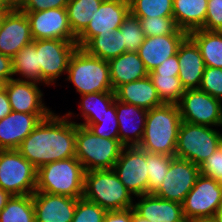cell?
<instances>
[{
    "mask_svg": "<svg viewBox=\"0 0 222 222\" xmlns=\"http://www.w3.org/2000/svg\"><path fill=\"white\" fill-rule=\"evenodd\" d=\"M71 115L70 111L62 117L52 112L17 149L37 170L45 164L75 157L76 122L71 121Z\"/></svg>",
    "mask_w": 222,
    "mask_h": 222,
    "instance_id": "obj_1",
    "label": "cell"
},
{
    "mask_svg": "<svg viewBox=\"0 0 222 222\" xmlns=\"http://www.w3.org/2000/svg\"><path fill=\"white\" fill-rule=\"evenodd\" d=\"M181 115L177 104H163L147 111L144 134L138 147L175 157Z\"/></svg>",
    "mask_w": 222,
    "mask_h": 222,
    "instance_id": "obj_2",
    "label": "cell"
},
{
    "mask_svg": "<svg viewBox=\"0 0 222 222\" xmlns=\"http://www.w3.org/2000/svg\"><path fill=\"white\" fill-rule=\"evenodd\" d=\"M85 172L76 157L45 164L37 170L36 191L82 198Z\"/></svg>",
    "mask_w": 222,
    "mask_h": 222,
    "instance_id": "obj_3",
    "label": "cell"
},
{
    "mask_svg": "<svg viewBox=\"0 0 222 222\" xmlns=\"http://www.w3.org/2000/svg\"><path fill=\"white\" fill-rule=\"evenodd\" d=\"M83 198L97 203L106 211L133 208L132 194L113 169L85 172Z\"/></svg>",
    "mask_w": 222,
    "mask_h": 222,
    "instance_id": "obj_4",
    "label": "cell"
},
{
    "mask_svg": "<svg viewBox=\"0 0 222 222\" xmlns=\"http://www.w3.org/2000/svg\"><path fill=\"white\" fill-rule=\"evenodd\" d=\"M66 80L70 81L80 95L95 92H114L109 62L92 56L77 47L72 54Z\"/></svg>",
    "mask_w": 222,
    "mask_h": 222,
    "instance_id": "obj_5",
    "label": "cell"
},
{
    "mask_svg": "<svg viewBox=\"0 0 222 222\" xmlns=\"http://www.w3.org/2000/svg\"><path fill=\"white\" fill-rule=\"evenodd\" d=\"M124 145L119 139H106L76 123V154L86 172L113 169Z\"/></svg>",
    "mask_w": 222,
    "mask_h": 222,
    "instance_id": "obj_6",
    "label": "cell"
},
{
    "mask_svg": "<svg viewBox=\"0 0 222 222\" xmlns=\"http://www.w3.org/2000/svg\"><path fill=\"white\" fill-rule=\"evenodd\" d=\"M222 145V133L211 126L182 121L178 131L175 157L200 166Z\"/></svg>",
    "mask_w": 222,
    "mask_h": 222,
    "instance_id": "obj_7",
    "label": "cell"
},
{
    "mask_svg": "<svg viewBox=\"0 0 222 222\" xmlns=\"http://www.w3.org/2000/svg\"><path fill=\"white\" fill-rule=\"evenodd\" d=\"M37 169L17 149L0 150V187L13 195H32Z\"/></svg>",
    "mask_w": 222,
    "mask_h": 222,
    "instance_id": "obj_8",
    "label": "cell"
},
{
    "mask_svg": "<svg viewBox=\"0 0 222 222\" xmlns=\"http://www.w3.org/2000/svg\"><path fill=\"white\" fill-rule=\"evenodd\" d=\"M222 205V185L211 177L200 174L185 197L183 213L188 222L213 218Z\"/></svg>",
    "mask_w": 222,
    "mask_h": 222,
    "instance_id": "obj_9",
    "label": "cell"
},
{
    "mask_svg": "<svg viewBox=\"0 0 222 222\" xmlns=\"http://www.w3.org/2000/svg\"><path fill=\"white\" fill-rule=\"evenodd\" d=\"M32 43L38 53L42 79L48 85H54L64 72L67 73L70 58L78 47L76 40L43 39Z\"/></svg>",
    "mask_w": 222,
    "mask_h": 222,
    "instance_id": "obj_10",
    "label": "cell"
},
{
    "mask_svg": "<svg viewBox=\"0 0 222 222\" xmlns=\"http://www.w3.org/2000/svg\"><path fill=\"white\" fill-rule=\"evenodd\" d=\"M182 121L222 126V101L200 89H187L177 103Z\"/></svg>",
    "mask_w": 222,
    "mask_h": 222,
    "instance_id": "obj_11",
    "label": "cell"
},
{
    "mask_svg": "<svg viewBox=\"0 0 222 222\" xmlns=\"http://www.w3.org/2000/svg\"><path fill=\"white\" fill-rule=\"evenodd\" d=\"M113 170L132 196L148 194L145 150L138 146H124Z\"/></svg>",
    "mask_w": 222,
    "mask_h": 222,
    "instance_id": "obj_12",
    "label": "cell"
},
{
    "mask_svg": "<svg viewBox=\"0 0 222 222\" xmlns=\"http://www.w3.org/2000/svg\"><path fill=\"white\" fill-rule=\"evenodd\" d=\"M199 175V166L186 159L173 157L168 172L154 195L182 204Z\"/></svg>",
    "mask_w": 222,
    "mask_h": 222,
    "instance_id": "obj_13",
    "label": "cell"
},
{
    "mask_svg": "<svg viewBox=\"0 0 222 222\" xmlns=\"http://www.w3.org/2000/svg\"><path fill=\"white\" fill-rule=\"evenodd\" d=\"M25 12L33 40H76L68 21L66 8H50L44 11Z\"/></svg>",
    "mask_w": 222,
    "mask_h": 222,
    "instance_id": "obj_14",
    "label": "cell"
},
{
    "mask_svg": "<svg viewBox=\"0 0 222 222\" xmlns=\"http://www.w3.org/2000/svg\"><path fill=\"white\" fill-rule=\"evenodd\" d=\"M130 13L129 0H104L98 11L93 12L86 29L76 38L78 47L82 48L91 38L120 28Z\"/></svg>",
    "mask_w": 222,
    "mask_h": 222,
    "instance_id": "obj_15",
    "label": "cell"
},
{
    "mask_svg": "<svg viewBox=\"0 0 222 222\" xmlns=\"http://www.w3.org/2000/svg\"><path fill=\"white\" fill-rule=\"evenodd\" d=\"M51 113L12 111L0 120V150L18 149L22 141Z\"/></svg>",
    "mask_w": 222,
    "mask_h": 222,
    "instance_id": "obj_16",
    "label": "cell"
},
{
    "mask_svg": "<svg viewBox=\"0 0 222 222\" xmlns=\"http://www.w3.org/2000/svg\"><path fill=\"white\" fill-rule=\"evenodd\" d=\"M32 42L30 24L25 12L20 9L9 11L0 28V53L12 58Z\"/></svg>",
    "mask_w": 222,
    "mask_h": 222,
    "instance_id": "obj_17",
    "label": "cell"
},
{
    "mask_svg": "<svg viewBox=\"0 0 222 222\" xmlns=\"http://www.w3.org/2000/svg\"><path fill=\"white\" fill-rule=\"evenodd\" d=\"M187 36L186 31L178 28L173 34L145 37L137 53L147 71L152 72L163 61L177 54L179 45Z\"/></svg>",
    "mask_w": 222,
    "mask_h": 222,
    "instance_id": "obj_18",
    "label": "cell"
},
{
    "mask_svg": "<svg viewBox=\"0 0 222 222\" xmlns=\"http://www.w3.org/2000/svg\"><path fill=\"white\" fill-rule=\"evenodd\" d=\"M36 222H71L77 199L35 191L32 194Z\"/></svg>",
    "mask_w": 222,
    "mask_h": 222,
    "instance_id": "obj_19",
    "label": "cell"
},
{
    "mask_svg": "<svg viewBox=\"0 0 222 222\" xmlns=\"http://www.w3.org/2000/svg\"><path fill=\"white\" fill-rule=\"evenodd\" d=\"M11 109L22 113H52L42 102L43 93L37 83L12 78L5 83Z\"/></svg>",
    "mask_w": 222,
    "mask_h": 222,
    "instance_id": "obj_20",
    "label": "cell"
},
{
    "mask_svg": "<svg viewBox=\"0 0 222 222\" xmlns=\"http://www.w3.org/2000/svg\"><path fill=\"white\" fill-rule=\"evenodd\" d=\"M180 79L185 90L199 89L205 63L196 43L187 36L177 50Z\"/></svg>",
    "mask_w": 222,
    "mask_h": 222,
    "instance_id": "obj_21",
    "label": "cell"
},
{
    "mask_svg": "<svg viewBox=\"0 0 222 222\" xmlns=\"http://www.w3.org/2000/svg\"><path fill=\"white\" fill-rule=\"evenodd\" d=\"M135 202L134 210L150 222H188L180 203L160 198L154 194H144Z\"/></svg>",
    "mask_w": 222,
    "mask_h": 222,
    "instance_id": "obj_22",
    "label": "cell"
},
{
    "mask_svg": "<svg viewBox=\"0 0 222 222\" xmlns=\"http://www.w3.org/2000/svg\"><path fill=\"white\" fill-rule=\"evenodd\" d=\"M116 115L120 142L124 146H138L144 134L147 110L116 100Z\"/></svg>",
    "mask_w": 222,
    "mask_h": 222,
    "instance_id": "obj_23",
    "label": "cell"
},
{
    "mask_svg": "<svg viewBox=\"0 0 222 222\" xmlns=\"http://www.w3.org/2000/svg\"><path fill=\"white\" fill-rule=\"evenodd\" d=\"M114 92L116 100L136 105L147 111L164 104L159 98L156 88L149 76L123 84Z\"/></svg>",
    "mask_w": 222,
    "mask_h": 222,
    "instance_id": "obj_24",
    "label": "cell"
},
{
    "mask_svg": "<svg viewBox=\"0 0 222 222\" xmlns=\"http://www.w3.org/2000/svg\"><path fill=\"white\" fill-rule=\"evenodd\" d=\"M108 62L113 91L123 84L146 78L149 74L137 52L126 51Z\"/></svg>",
    "mask_w": 222,
    "mask_h": 222,
    "instance_id": "obj_25",
    "label": "cell"
},
{
    "mask_svg": "<svg viewBox=\"0 0 222 222\" xmlns=\"http://www.w3.org/2000/svg\"><path fill=\"white\" fill-rule=\"evenodd\" d=\"M208 0H173V18L187 33L200 29L205 22Z\"/></svg>",
    "mask_w": 222,
    "mask_h": 222,
    "instance_id": "obj_26",
    "label": "cell"
},
{
    "mask_svg": "<svg viewBox=\"0 0 222 222\" xmlns=\"http://www.w3.org/2000/svg\"><path fill=\"white\" fill-rule=\"evenodd\" d=\"M188 36L199 47L205 66L222 69V31L196 29Z\"/></svg>",
    "mask_w": 222,
    "mask_h": 222,
    "instance_id": "obj_27",
    "label": "cell"
},
{
    "mask_svg": "<svg viewBox=\"0 0 222 222\" xmlns=\"http://www.w3.org/2000/svg\"><path fill=\"white\" fill-rule=\"evenodd\" d=\"M82 48L90 55L106 61L125 53V44H123L120 29L98 34L91 38Z\"/></svg>",
    "mask_w": 222,
    "mask_h": 222,
    "instance_id": "obj_28",
    "label": "cell"
},
{
    "mask_svg": "<svg viewBox=\"0 0 222 222\" xmlns=\"http://www.w3.org/2000/svg\"><path fill=\"white\" fill-rule=\"evenodd\" d=\"M13 75L19 74L21 78H15L18 80L34 82L37 84L45 83L42 79V70L38 65V53L36 52V46L33 43L26 45L17 54L12 57Z\"/></svg>",
    "mask_w": 222,
    "mask_h": 222,
    "instance_id": "obj_29",
    "label": "cell"
},
{
    "mask_svg": "<svg viewBox=\"0 0 222 222\" xmlns=\"http://www.w3.org/2000/svg\"><path fill=\"white\" fill-rule=\"evenodd\" d=\"M104 0H69L67 4L68 21L72 33L78 37L90 23L93 12L98 11Z\"/></svg>",
    "mask_w": 222,
    "mask_h": 222,
    "instance_id": "obj_30",
    "label": "cell"
},
{
    "mask_svg": "<svg viewBox=\"0 0 222 222\" xmlns=\"http://www.w3.org/2000/svg\"><path fill=\"white\" fill-rule=\"evenodd\" d=\"M0 222H36L32 195H13L0 212Z\"/></svg>",
    "mask_w": 222,
    "mask_h": 222,
    "instance_id": "obj_31",
    "label": "cell"
},
{
    "mask_svg": "<svg viewBox=\"0 0 222 222\" xmlns=\"http://www.w3.org/2000/svg\"><path fill=\"white\" fill-rule=\"evenodd\" d=\"M80 107L82 117L85 122L77 124H88L90 118H99L103 116L108 107L114 103L115 92H95L83 94Z\"/></svg>",
    "mask_w": 222,
    "mask_h": 222,
    "instance_id": "obj_32",
    "label": "cell"
},
{
    "mask_svg": "<svg viewBox=\"0 0 222 222\" xmlns=\"http://www.w3.org/2000/svg\"><path fill=\"white\" fill-rule=\"evenodd\" d=\"M129 5L137 18L173 17V0H129Z\"/></svg>",
    "mask_w": 222,
    "mask_h": 222,
    "instance_id": "obj_33",
    "label": "cell"
},
{
    "mask_svg": "<svg viewBox=\"0 0 222 222\" xmlns=\"http://www.w3.org/2000/svg\"><path fill=\"white\" fill-rule=\"evenodd\" d=\"M154 84L159 98L164 104H177L185 93L178 76L148 75Z\"/></svg>",
    "mask_w": 222,
    "mask_h": 222,
    "instance_id": "obj_34",
    "label": "cell"
},
{
    "mask_svg": "<svg viewBox=\"0 0 222 222\" xmlns=\"http://www.w3.org/2000/svg\"><path fill=\"white\" fill-rule=\"evenodd\" d=\"M173 157L146 151L148 194H154L160 188Z\"/></svg>",
    "mask_w": 222,
    "mask_h": 222,
    "instance_id": "obj_35",
    "label": "cell"
},
{
    "mask_svg": "<svg viewBox=\"0 0 222 222\" xmlns=\"http://www.w3.org/2000/svg\"><path fill=\"white\" fill-rule=\"evenodd\" d=\"M78 125L87 127L93 134L102 138L119 139V126L116 115V99L114 103L108 107L103 116L99 118H90V123Z\"/></svg>",
    "mask_w": 222,
    "mask_h": 222,
    "instance_id": "obj_36",
    "label": "cell"
},
{
    "mask_svg": "<svg viewBox=\"0 0 222 222\" xmlns=\"http://www.w3.org/2000/svg\"><path fill=\"white\" fill-rule=\"evenodd\" d=\"M119 29L121 30L123 44H125V52H137L145 39L139 19L129 13Z\"/></svg>",
    "mask_w": 222,
    "mask_h": 222,
    "instance_id": "obj_37",
    "label": "cell"
},
{
    "mask_svg": "<svg viewBox=\"0 0 222 222\" xmlns=\"http://www.w3.org/2000/svg\"><path fill=\"white\" fill-rule=\"evenodd\" d=\"M145 37L173 34L177 25L173 17L138 18Z\"/></svg>",
    "mask_w": 222,
    "mask_h": 222,
    "instance_id": "obj_38",
    "label": "cell"
},
{
    "mask_svg": "<svg viewBox=\"0 0 222 222\" xmlns=\"http://www.w3.org/2000/svg\"><path fill=\"white\" fill-rule=\"evenodd\" d=\"M106 212L97 203L88 201L83 197L78 198L71 222H104Z\"/></svg>",
    "mask_w": 222,
    "mask_h": 222,
    "instance_id": "obj_39",
    "label": "cell"
},
{
    "mask_svg": "<svg viewBox=\"0 0 222 222\" xmlns=\"http://www.w3.org/2000/svg\"><path fill=\"white\" fill-rule=\"evenodd\" d=\"M199 89L222 101V69L206 66Z\"/></svg>",
    "mask_w": 222,
    "mask_h": 222,
    "instance_id": "obj_40",
    "label": "cell"
},
{
    "mask_svg": "<svg viewBox=\"0 0 222 222\" xmlns=\"http://www.w3.org/2000/svg\"><path fill=\"white\" fill-rule=\"evenodd\" d=\"M200 174L211 177L222 185V145L199 166Z\"/></svg>",
    "mask_w": 222,
    "mask_h": 222,
    "instance_id": "obj_41",
    "label": "cell"
},
{
    "mask_svg": "<svg viewBox=\"0 0 222 222\" xmlns=\"http://www.w3.org/2000/svg\"><path fill=\"white\" fill-rule=\"evenodd\" d=\"M207 31H222V0H208L204 25Z\"/></svg>",
    "mask_w": 222,
    "mask_h": 222,
    "instance_id": "obj_42",
    "label": "cell"
},
{
    "mask_svg": "<svg viewBox=\"0 0 222 222\" xmlns=\"http://www.w3.org/2000/svg\"><path fill=\"white\" fill-rule=\"evenodd\" d=\"M69 0H26L21 11H44L50 8H66Z\"/></svg>",
    "mask_w": 222,
    "mask_h": 222,
    "instance_id": "obj_43",
    "label": "cell"
},
{
    "mask_svg": "<svg viewBox=\"0 0 222 222\" xmlns=\"http://www.w3.org/2000/svg\"><path fill=\"white\" fill-rule=\"evenodd\" d=\"M179 74V64L177 54L169 57L163 61L157 68L152 72H149L148 75H172L178 76Z\"/></svg>",
    "mask_w": 222,
    "mask_h": 222,
    "instance_id": "obj_44",
    "label": "cell"
},
{
    "mask_svg": "<svg viewBox=\"0 0 222 222\" xmlns=\"http://www.w3.org/2000/svg\"><path fill=\"white\" fill-rule=\"evenodd\" d=\"M104 222H132V208L107 211Z\"/></svg>",
    "mask_w": 222,
    "mask_h": 222,
    "instance_id": "obj_45",
    "label": "cell"
},
{
    "mask_svg": "<svg viewBox=\"0 0 222 222\" xmlns=\"http://www.w3.org/2000/svg\"><path fill=\"white\" fill-rule=\"evenodd\" d=\"M13 78L12 58L0 53V80L8 82Z\"/></svg>",
    "mask_w": 222,
    "mask_h": 222,
    "instance_id": "obj_46",
    "label": "cell"
},
{
    "mask_svg": "<svg viewBox=\"0 0 222 222\" xmlns=\"http://www.w3.org/2000/svg\"><path fill=\"white\" fill-rule=\"evenodd\" d=\"M12 112L6 90L0 92V120Z\"/></svg>",
    "mask_w": 222,
    "mask_h": 222,
    "instance_id": "obj_47",
    "label": "cell"
},
{
    "mask_svg": "<svg viewBox=\"0 0 222 222\" xmlns=\"http://www.w3.org/2000/svg\"><path fill=\"white\" fill-rule=\"evenodd\" d=\"M11 197H12V195L8 191H5L0 187V212L6 206L8 200Z\"/></svg>",
    "mask_w": 222,
    "mask_h": 222,
    "instance_id": "obj_48",
    "label": "cell"
},
{
    "mask_svg": "<svg viewBox=\"0 0 222 222\" xmlns=\"http://www.w3.org/2000/svg\"><path fill=\"white\" fill-rule=\"evenodd\" d=\"M12 9H20L26 0H5Z\"/></svg>",
    "mask_w": 222,
    "mask_h": 222,
    "instance_id": "obj_49",
    "label": "cell"
},
{
    "mask_svg": "<svg viewBox=\"0 0 222 222\" xmlns=\"http://www.w3.org/2000/svg\"><path fill=\"white\" fill-rule=\"evenodd\" d=\"M132 222H150L148 220H146L145 218H143L142 216H140L135 210L134 208H132Z\"/></svg>",
    "mask_w": 222,
    "mask_h": 222,
    "instance_id": "obj_50",
    "label": "cell"
},
{
    "mask_svg": "<svg viewBox=\"0 0 222 222\" xmlns=\"http://www.w3.org/2000/svg\"><path fill=\"white\" fill-rule=\"evenodd\" d=\"M214 219L217 222H222V205L217 209V211L214 215Z\"/></svg>",
    "mask_w": 222,
    "mask_h": 222,
    "instance_id": "obj_51",
    "label": "cell"
},
{
    "mask_svg": "<svg viewBox=\"0 0 222 222\" xmlns=\"http://www.w3.org/2000/svg\"><path fill=\"white\" fill-rule=\"evenodd\" d=\"M0 10H12L5 0H0Z\"/></svg>",
    "mask_w": 222,
    "mask_h": 222,
    "instance_id": "obj_52",
    "label": "cell"
},
{
    "mask_svg": "<svg viewBox=\"0 0 222 222\" xmlns=\"http://www.w3.org/2000/svg\"><path fill=\"white\" fill-rule=\"evenodd\" d=\"M9 11H11V10H0V28H1L3 21Z\"/></svg>",
    "mask_w": 222,
    "mask_h": 222,
    "instance_id": "obj_53",
    "label": "cell"
},
{
    "mask_svg": "<svg viewBox=\"0 0 222 222\" xmlns=\"http://www.w3.org/2000/svg\"><path fill=\"white\" fill-rule=\"evenodd\" d=\"M192 222H217V221L213 217V218H202V219H198Z\"/></svg>",
    "mask_w": 222,
    "mask_h": 222,
    "instance_id": "obj_54",
    "label": "cell"
},
{
    "mask_svg": "<svg viewBox=\"0 0 222 222\" xmlns=\"http://www.w3.org/2000/svg\"><path fill=\"white\" fill-rule=\"evenodd\" d=\"M5 83H6L5 81L0 80V92H1L2 90H4Z\"/></svg>",
    "mask_w": 222,
    "mask_h": 222,
    "instance_id": "obj_55",
    "label": "cell"
}]
</instances>
